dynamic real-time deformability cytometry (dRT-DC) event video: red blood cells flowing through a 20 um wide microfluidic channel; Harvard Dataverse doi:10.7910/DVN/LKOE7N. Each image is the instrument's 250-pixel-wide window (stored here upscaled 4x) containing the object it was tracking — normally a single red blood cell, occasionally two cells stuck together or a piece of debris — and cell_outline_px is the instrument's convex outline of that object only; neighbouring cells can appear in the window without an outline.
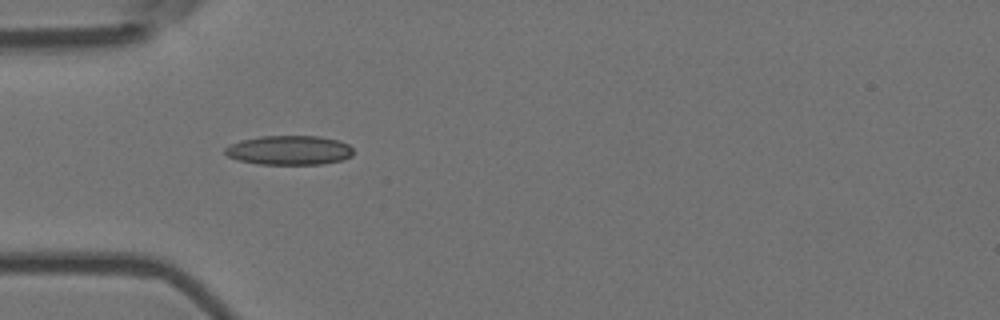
{"species": "Egyptian fruit bat (a non-hibernating species)", "species_latin": "Rousettus aegyptiacus", "temperature_condition": "room temperature", "stored_images_in_passage": 6, "camera_frame_rate_fps": 3000, "um_per_image_px": 0.085, "animal": {"sex": "female"}, "frame": {"image": 1, "passage_image": 5, "time_ms": 1.333, "image_size_px": [1000, 320], "cell_outline_px": [[352, 156], [340, 160], [320, 164], [256, 164], [240, 160], [228, 156], [224, 152], [224, 148], [240, 140], [260, 136], [320, 136], [340, 140], [348, 144], [352, 148]], "centroid_in_image_um": [24.58, 12.76], "position_along_channel_um": 60.4, "area_um2": 21.91}}
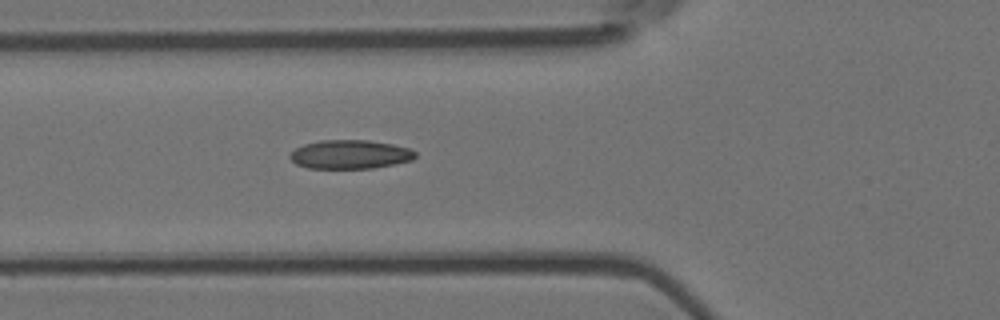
{"frame": {"image": 2, "passage_image": 6, "time_ms": 1.667, "image_size_px": [1000, 320], "cell_outline_px": [[416, 156], [412, 160], [372, 168], [308, 168], [296, 164], [288, 156], [296, 148], [304, 144], [320, 140], [368, 140], [392, 144], [408, 148], [416, 152]], "centroid_in_image_um": [29.74, 13.12], "position_along_channel_um": 96.1, "area_um2": 20.92}}